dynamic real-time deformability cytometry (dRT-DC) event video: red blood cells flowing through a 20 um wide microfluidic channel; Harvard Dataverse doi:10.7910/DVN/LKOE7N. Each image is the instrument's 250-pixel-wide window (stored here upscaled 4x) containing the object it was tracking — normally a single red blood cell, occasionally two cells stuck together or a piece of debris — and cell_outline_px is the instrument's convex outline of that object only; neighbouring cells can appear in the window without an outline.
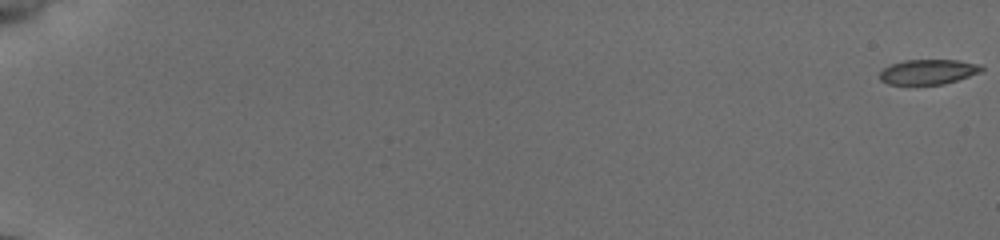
{"species": "common noctule bat (a hibernating species)", "species_latin": "Nyctalus noctula", "temperature_condition": "cold", "stored_images_in_passage": 6, "camera_frame_rate_fps": 3000, "um_per_image_px": 0.085, "animal": {"sex": "female", "body_mass_g": 19.5, "forearm_length_mm": 54.1}, "frame": {"image": 1, "passage_image": 1, "time_ms": 0.0, "image_size_px": [1000, 240], "cell_outline_px": [[984, 68], [980, 72], [944, 84], [888, 84], [880, 80], [880, 72], [884, 68], [892, 64], [904, 60], [956, 60], [980, 64]], "centroid_in_image_um": [78.89, 6.1], "position_along_channel_um": 6.1, "area_um2": 14.62}}